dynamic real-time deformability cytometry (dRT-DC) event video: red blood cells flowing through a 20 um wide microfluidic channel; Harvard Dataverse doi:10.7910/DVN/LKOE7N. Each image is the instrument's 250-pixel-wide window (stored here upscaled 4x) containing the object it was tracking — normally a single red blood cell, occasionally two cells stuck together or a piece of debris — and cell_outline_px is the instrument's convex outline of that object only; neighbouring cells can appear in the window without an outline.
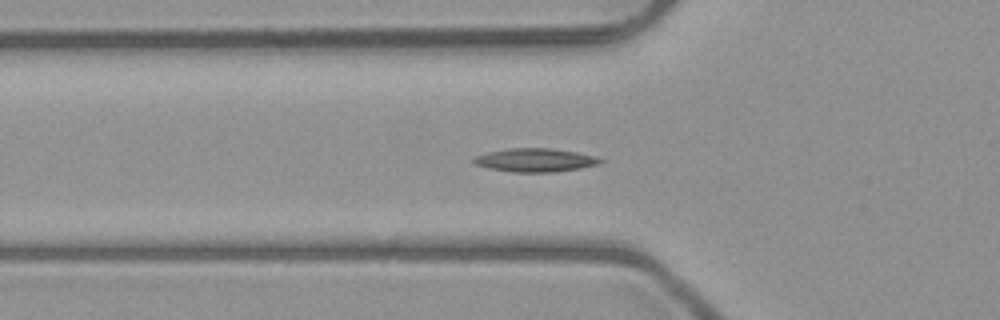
{"species": "common noctule bat (a hibernating species)", "species_latin": "Nyctalus noctula", "temperature_condition": "room temperature", "stored_images_in_passage": 54, "segment_of_instrument_passage": [1, 2], "camera_frame_rate_fps": 3000, "um_per_image_px": 0.085, "animal": {"sex": "male", "body_mass_g": 23.1, "forearm_length_mm": 52.7}, "frame": {"image": 1, "passage_image": 19, "time_ms": 6.0, "image_size_px": [1000, 320], "cell_outline_px": [[604, 160], [600, 164], [580, 168], [556, 172], [512, 172], [488, 168], [476, 164], [472, 160], [472, 156], [488, 152], [508, 148], [548, 148], [576, 152], [596, 156]], "centroid_in_image_um": [45.48, 13.61], "position_along_channel_um": 80.3, "area_um2": 17.4}}
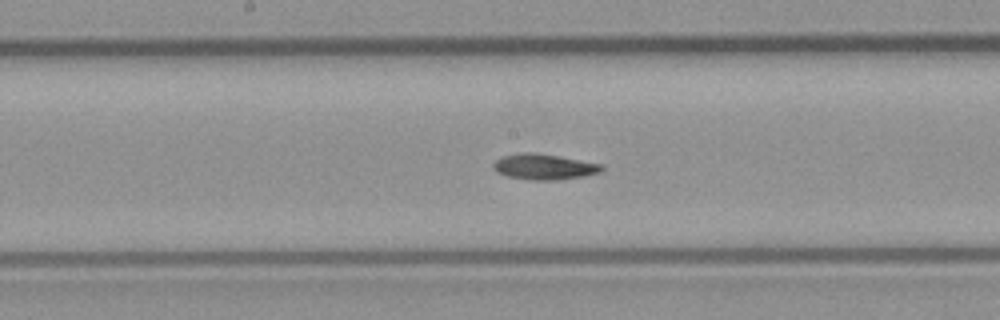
{"frame": {"image": 2, "passage_image": 28, "time_ms": 9.0, "image_size_px": [1000, 320], "cell_outline_px": [[604, 168], [600, 172], [584, 176], [560, 180], [528, 180], [508, 176], [496, 172], [492, 168], [492, 164], [496, 160], [504, 156], [520, 152], [532, 152], [604, 164]], "centroid_in_image_um": [46.24, 14.18], "position_along_channel_um": 202.0, "area_um2": 16.24}}
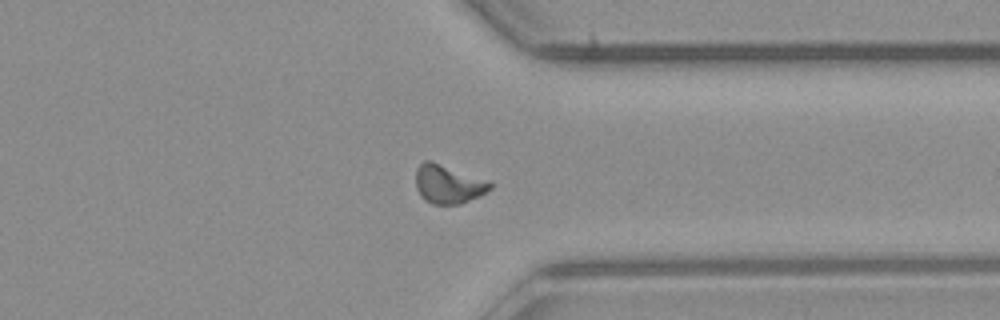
{"frame": {"image": 3, "passage_image": 41, "time_ms": 13.333, "image_size_px": [1000, 320], "cell_outline_px": [[492, 188], [460, 204], [432, 204], [424, 200], [420, 196], [416, 188], [416, 168], [424, 160], [432, 160], [488, 180], [492, 184]], "centroid_in_image_um": [38.05, 15.63], "position_along_channel_um": 373.3, "area_um2": 16.76}}